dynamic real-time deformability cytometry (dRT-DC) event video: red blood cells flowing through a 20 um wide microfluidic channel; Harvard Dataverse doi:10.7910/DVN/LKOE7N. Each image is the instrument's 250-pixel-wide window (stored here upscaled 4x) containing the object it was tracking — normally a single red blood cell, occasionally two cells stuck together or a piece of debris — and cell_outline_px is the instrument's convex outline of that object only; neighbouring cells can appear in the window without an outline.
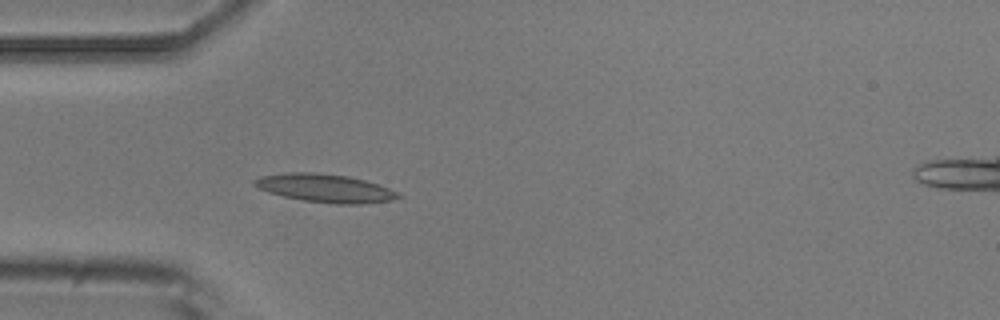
{"species": "common noctule bat (a hibernating species)", "species_latin": "Nyctalus noctula", "temperature_condition": "room temperature", "stored_images_in_passage": 4, "camera_frame_rate_fps": 3000, "um_per_image_px": 0.085, "animal": {"sex": "male", "body_mass_g": 20.5, "forearm_length_mm": 52.5}, "frame": {"image": 1, "passage_image": 4, "time_ms": 3.667, "image_size_px": [1000, 320], "cell_outline_px": [[404, 196], [392, 200], [360, 204], [336, 204], [304, 200], [284, 196], [268, 192], [252, 184], [252, 180], [260, 176], [288, 172], [316, 172], [348, 176], [364, 180], [388, 188]], "centroid_in_image_um": [27.61, 15.99], "position_along_channel_um": 57.4, "area_um2": 23.52}}